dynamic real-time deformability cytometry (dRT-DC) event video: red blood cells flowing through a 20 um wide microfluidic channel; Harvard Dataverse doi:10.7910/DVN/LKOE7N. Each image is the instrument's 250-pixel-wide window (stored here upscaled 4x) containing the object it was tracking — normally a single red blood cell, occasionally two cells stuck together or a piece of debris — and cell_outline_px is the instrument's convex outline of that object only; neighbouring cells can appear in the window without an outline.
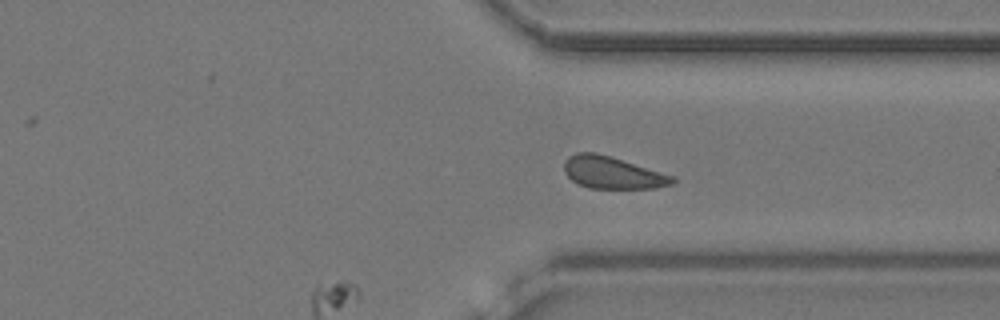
{"species": "common noctule bat (a hibernating species)", "species_latin": "Nyctalus noctula", "temperature_condition": "cold", "stored_images_in_passage": 37, "camera_frame_rate_fps": 3000, "um_per_image_px": 0.085, "animal": {"sex": "female", "body_mass_g": 24.6, "forearm_length_mm": 56.2}, "frame": {"image": 1, "passage_image": 37, "time_ms": 12.0, "image_size_px": [1000, 320], "cell_outline_px": [[676, 180], [672, 184], [656, 188], [588, 188], [572, 180], [564, 172], [564, 160], [568, 156], [576, 152], [596, 152], [676, 176]], "centroid_in_image_um": [52.06, 14.67], "position_along_channel_um": 359.3, "area_um2": 20.35}}